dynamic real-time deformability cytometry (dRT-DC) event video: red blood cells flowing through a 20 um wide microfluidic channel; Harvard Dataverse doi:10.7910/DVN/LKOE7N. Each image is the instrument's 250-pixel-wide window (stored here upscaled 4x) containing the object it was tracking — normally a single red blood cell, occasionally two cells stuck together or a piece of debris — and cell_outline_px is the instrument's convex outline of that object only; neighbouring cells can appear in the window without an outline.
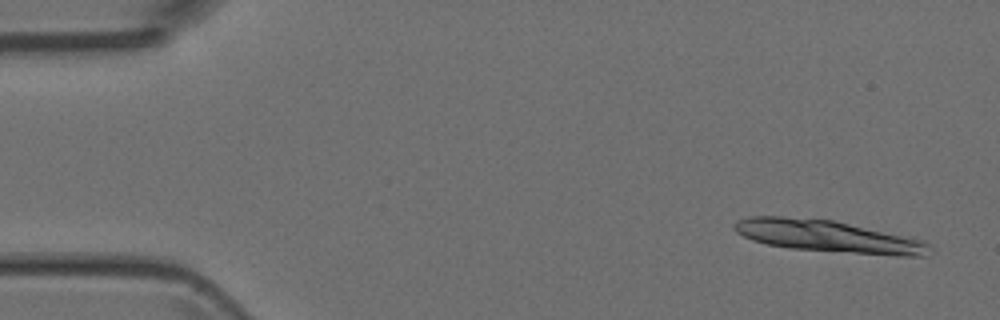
{"species": "Egyptian fruit bat (a non-hibernating species)", "species_latin": "Rousettus aegyptiacus", "temperature_condition": "room temperature", "stored_images_in_passage": 4, "camera_frame_rate_fps": 3000, "um_per_image_px": 0.085, "animal": {"sex": "female"}, "frame": {"image": 1, "passage_image": 1, "time_ms": 0.0, "image_size_px": [1000, 320], "cell_outline_px": [[932, 248], [924, 256], [896, 256], [788, 248], [768, 244], [752, 240], [736, 232], [732, 228], [732, 224], [736, 220], [748, 216], [780, 216], [832, 220], [924, 240]], "centroid_in_image_um": [70.34, 20.09], "position_along_channel_um": 14.7, "area_um2": 36.3}}